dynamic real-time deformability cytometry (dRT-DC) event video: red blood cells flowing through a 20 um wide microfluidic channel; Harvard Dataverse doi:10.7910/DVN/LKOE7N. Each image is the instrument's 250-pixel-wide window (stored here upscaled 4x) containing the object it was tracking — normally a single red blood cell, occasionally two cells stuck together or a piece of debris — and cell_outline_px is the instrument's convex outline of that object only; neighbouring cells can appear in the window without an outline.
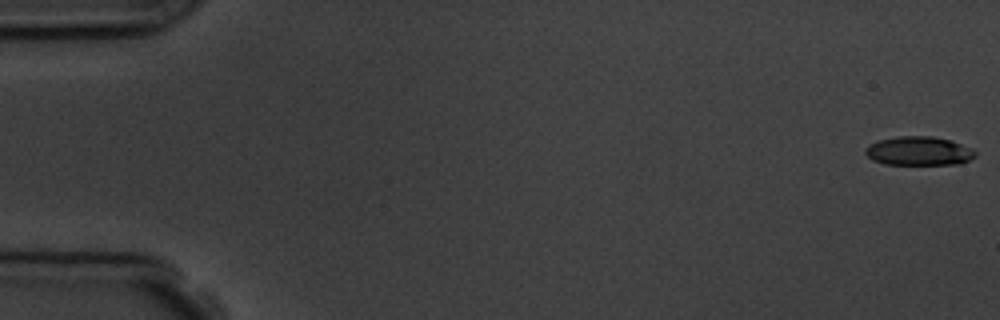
{"species": "common noctule bat (a hibernating species)", "species_latin": "Nyctalus noctula", "temperature_condition": "room temperature", "stored_images_in_passage": 6, "camera_frame_rate_fps": 3000, "um_per_image_px": 0.085, "animal": {"sex": "male", "body_mass_g": 19.5, "forearm_length_mm": 54.6}, "frame": {"image": 1, "passage_image": 1, "time_ms": 0.0, "image_size_px": [1000, 320], "cell_outline_px": [[976, 156], [960, 164], [884, 164], [872, 160], [864, 152], [864, 148], [868, 144], [876, 140], [900, 136], [932, 136], [948, 140], [972, 148], [976, 152]], "centroid_in_image_um": [78.05, 12.83], "position_along_channel_um": 6.9, "area_um2": 18.55}}
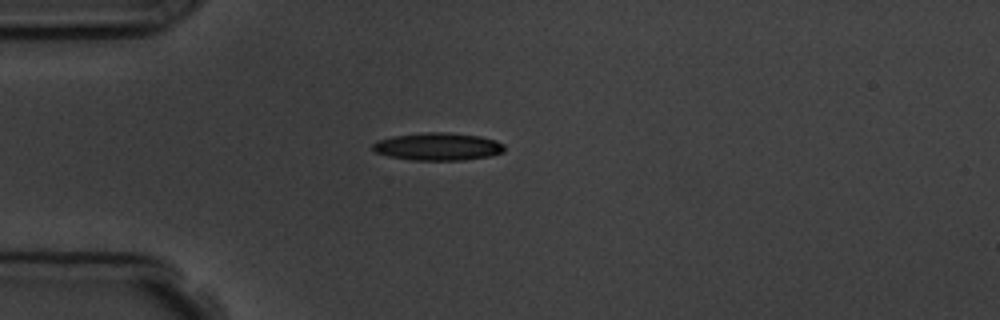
{"frame": {"image": 2, "passage_image": 5, "time_ms": 4.667, "image_size_px": [1000, 320], "cell_outline_px": [[504, 152], [488, 156], [464, 160], [412, 160], [388, 156], [376, 152], [372, 148], [372, 144], [376, 140], [392, 136], [428, 132], [448, 132], [480, 136], [496, 140], [504, 144]], "centroid_in_image_um": [37.21, 12.45], "position_along_channel_um": 47.8, "area_um2": 21.27}}